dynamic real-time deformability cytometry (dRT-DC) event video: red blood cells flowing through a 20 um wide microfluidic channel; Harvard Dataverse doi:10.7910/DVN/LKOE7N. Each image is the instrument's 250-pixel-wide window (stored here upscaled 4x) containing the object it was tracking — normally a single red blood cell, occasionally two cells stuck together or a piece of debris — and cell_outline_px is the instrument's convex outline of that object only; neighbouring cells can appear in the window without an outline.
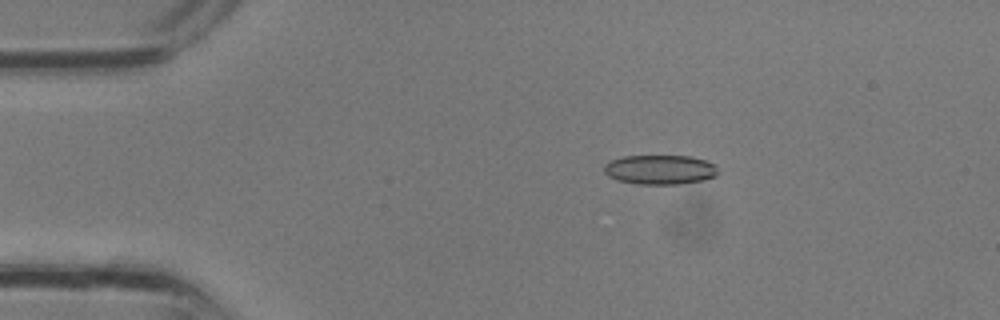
{"species": "common noctule bat (a hibernating species)", "species_latin": "Nyctalus noctula", "temperature_condition": "room temperature", "stored_images_in_passage": 2, "camera_frame_rate_fps": 3000, "um_per_image_px": 0.085, "animal": {"sex": "male", "body_mass_g": 13.3}, "frame": {"image": 1, "passage_image": 1, "time_ms": 0.0, "image_size_px": [1000, 320], "cell_outline_px": [[720, 172], [716, 176], [704, 180], [676, 184], [636, 184], [616, 180], [608, 176], [604, 172], [604, 164], [612, 160], [624, 156], [692, 156], [704, 160], [712, 164]], "centroid_in_image_um": [56.08, 14.42], "position_along_channel_um": 28.9, "area_um2": 19.59}}